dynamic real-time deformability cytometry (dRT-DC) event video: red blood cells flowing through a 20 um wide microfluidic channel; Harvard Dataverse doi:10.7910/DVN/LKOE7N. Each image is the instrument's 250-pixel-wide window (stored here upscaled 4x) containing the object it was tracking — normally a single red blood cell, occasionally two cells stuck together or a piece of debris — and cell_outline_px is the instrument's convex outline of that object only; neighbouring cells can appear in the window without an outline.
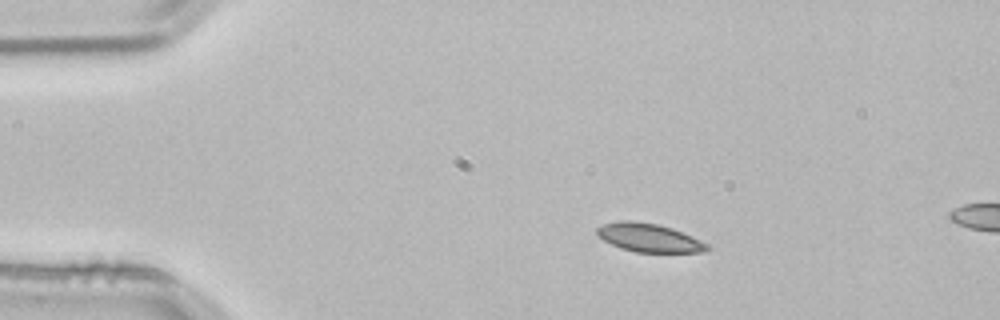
{"species": "common noctule bat (a hibernating species)", "species_latin": "Nyctalus noctula", "temperature_condition": "room temperature", "stored_images_in_passage": 2, "camera_frame_rate_fps": 3000, "um_per_image_px": 0.085, "animal": {"sex": "male", "body_mass_g": 21.5, "forearm_length_mm": 52.0}, "frame": {"image": 1, "passage_image": 1, "time_ms": 0.0, "image_size_px": [1000, 320], "cell_outline_px": [[712, 248], [708, 252], [636, 252], [620, 248], [604, 240], [596, 232], [596, 228], [604, 224], [620, 220], [632, 220], [656, 224], [672, 228], [700, 240], [708, 244]], "centroid_in_image_um": [55.19, 20.21], "position_along_channel_um": 29.8, "area_um2": 18.21}}